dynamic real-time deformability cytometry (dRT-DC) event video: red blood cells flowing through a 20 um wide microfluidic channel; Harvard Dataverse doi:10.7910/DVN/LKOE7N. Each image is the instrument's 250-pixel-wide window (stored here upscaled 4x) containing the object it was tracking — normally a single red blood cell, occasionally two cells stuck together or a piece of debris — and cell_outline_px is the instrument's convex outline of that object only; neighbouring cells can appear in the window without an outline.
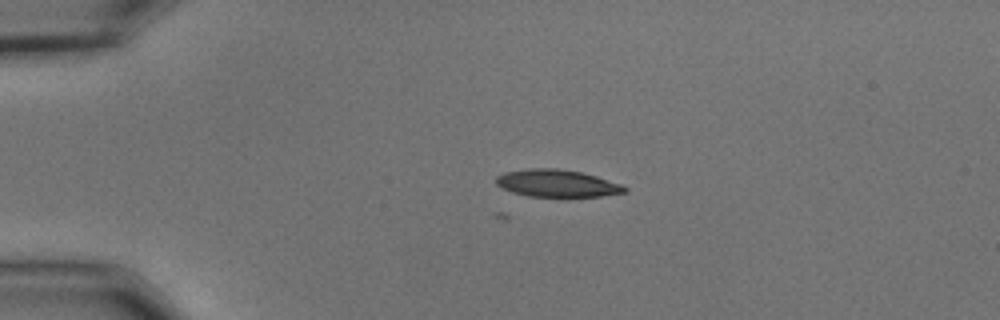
{"species": "common noctule bat (a hibernating species)", "species_latin": "Nyctalus noctula", "temperature_condition": "cold", "stored_images_in_passage": 3, "camera_frame_rate_fps": 3000, "um_per_image_px": 0.085, "animal": {"sex": "male", "body_mass_g": 15.6}, "frame": {"image": 1, "passage_image": 1, "time_ms": 0.0, "image_size_px": [1000, 320], "cell_outline_px": [[628, 192], [600, 196], [528, 196], [512, 192], [496, 184], [496, 176], [504, 172], [528, 168], [556, 168], [580, 172], [596, 176], [620, 184], [628, 188]], "centroid_in_image_um": [47.33, 15.57], "position_along_channel_um": 37.7, "area_um2": 20.29}}